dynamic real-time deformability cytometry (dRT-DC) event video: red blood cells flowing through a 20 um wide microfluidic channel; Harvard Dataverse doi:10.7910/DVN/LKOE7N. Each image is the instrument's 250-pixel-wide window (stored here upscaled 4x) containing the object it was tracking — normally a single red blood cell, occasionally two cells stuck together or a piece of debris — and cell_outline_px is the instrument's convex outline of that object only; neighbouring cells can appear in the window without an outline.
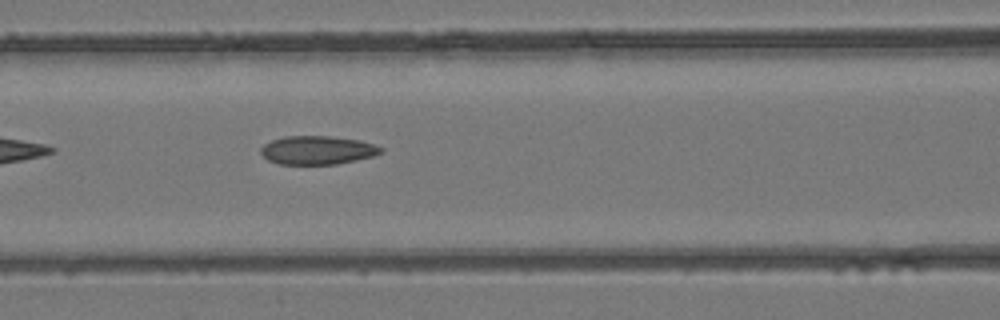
{"species": "common noctule bat (a hibernating species)", "species_latin": "Nyctalus noctula", "temperature_condition": "room temperature", "stored_images_in_passage": 4, "camera_frame_rate_fps": 3000, "um_per_image_px": 0.085, "animal": {"sex": "female", "body_mass_g": 24.6, "forearm_length_mm": 56.2}, "frame": {"image": 1, "passage_image": 4, "time_ms": 4.667, "image_size_px": [1000, 320], "cell_outline_px": [[384, 148], [380, 152], [372, 156], [356, 160], [336, 164], [276, 164], [268, 160], [260, 152], [260, 148], [264, 144], [272, 140], [284, 136], [328, 136], [360, 140]], "centroid_in_image_um": [26.94, 12.76], "position_along_channel_um": 139.7, "area_um2": 19.88}}